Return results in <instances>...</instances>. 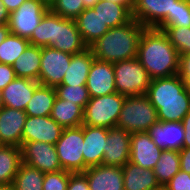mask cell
Wrapping results in <instances>:
<instances>
[{"label":"cell","mask_w":190,"mask_h":190,"mask_svg":"<svg viewBox=\"0 0 190 190\" xmlns=\"http://www.w3.org/2000/svg\"><path fill=\"white\" fill-rule=\"evenodd\" d=\"M22 163L44 173L63 170L54 144L45 142H25L21 146Z\"/></svg>","instance_id":"obj_10"},{"label":"cell","mask_w":190,"mask_h":190,"mask_svg":"<svg viewBox=\"0 0 190 190\" xmlns=\"http://www.w3.org/2000/svg\"><path fill=\"white\" fill-rule=\"evenodd\" d=\"M125 99V95L117 92L90 98L84 108L82 125L104 127L107 129L115 127Z\"/></svg>","instance_id":"obj_5"},{"label":"cell","mask_w":190,"mask_h":190,"mask_svg":"<svg viewBox=\"0 0 190 190\" xmlns=\"http://www.w3.org/2000/svg\"><path fill=\"white\" fill-rule=\"evenodd\" d=\"M93 9L110 29L122 26L133 19L132 9L129 6L116 4L112 1L99 0Z\"/></svg>","instance_id":"obj_26"},{"label":"cell","mask_w":190,"mask_h":190,"mask_svg":"<svg viewBox=\"0 0 190 190\" xmlns=\"http://www.w3.org/2000/svg\"><path fill=\"white\" fill-rule=\"evenodd\" d=\"M84 125L63 128L60 139L55 144L57 155L63 170L77 173L88 167L83 158Z\"/></svg>","instance_id":"obj_7"},{"label":"cell","mask_w":190,"mask_h":190,"mask_svg":"<svg viewBox=\"0 0 190 190\" xmlns=\"http://www.w3.org/2000/svg\"><path fill=\"white\" fill-rule=\"evenodd\" d=\"M53 49L80 53L88 48L84 43L74 19L63 18L54 13Z\"/></svg>","instance_id":"obj_11"},{"label":"cell","mask_w":190,"mask_h":190,"mask_svg":"<svg viewBox=\"0 0 190 190\" xmlns=\"http://www.w3.org/2000/svg\"><path fill=\"white\" fill-rule=\"evenodd\" d=\"M148 133L162 150L183 149L185 131L182 122L158 121L149 128Z\"/></svg>","instance_id":"obj_18"},{"label":"cell","mask_w":190,"mask_h":190,"mask_svg":"<svg viewBox=\"0 0 190 190\" xmlns=\"http://www.w3.org/2000/svg\"><path fill=\"white\" fill-rule=\"evenodd\" d=\"M44 172L22 163L13 180L14 190H43Z\"/></svg>","instance_id":"obj_31"},{"label":"cell","mask_w":190,"mask_h":190,"mask_svg":"<svg viewBox=\"0 0 190 190\" xmlns=\"http://www.w3.org/2000/svg\"><path fill=\"white\" fill-rule=\"evenodd\" d=\"M145 27L135 19L109 29L89 48L94 57L101 61L117 62L137 57L138 44Z\"/></svg>","instance_id":"obj_3"},{"label":"cell","mask_w":190,"mask_h":190,"mask_svg":"<svg viewBox=\"0 0 190 190\" xmlns=\"http://www.w3.org/2000/svg\"><path fill=\"white\" fill-rule=\"evenodd\" d=\"M26 119L25 111L3 106L0 109V145L21 147Z\"/></svg>","instance_id":"obj_17"},{"label":"cell","mask_w":190,"mask_h":190,"mask_svg":"<svg viewBox=\"0 0 190 190\" xmlns=\"http://www.w3.org/2000/svg\"><path fill=\"white\" fill-rule=\"evenodd\" d=\"M157 110L146 94L126 96L116 127L129 133L148 132L158 122Z\"/></svg>","instance_id":"obj_4"},{"label":"cell","mask_w":190,"mask_h":190,"mask_svg":"<svg viewBox=\"0 0 190 190\" xmlns=\"http://www.w3.org/2000/svg\"><path fill=\"white\" fill-rule=\"evenodd\" d=\"M90 190H124L123 172L120 166L97 165L84 172Z\"/></svg>","instance_id":"obj_19"},{"label":"cell","mask_w":190,"mask_h":190,"mask_svg":"<svg viewBox=\"0 0 190 190\" xmlns=\"http://www.w3.org/2000/svg\"><path fill=\"white\" fill-rule=\"evenodd\" d=\"M164 187L167 190H190V174L179 170Z\"/></svg>","instance_id":"obj_39"},{"label":"cell","mask_w":190,"mask_h":190,"mask_svg":"<svg viewBox=\"0 0 190 190\" xmlns=\"http://www.w3.org/2000/svg\"><path fill=\"white\" fill-rule=\"evenodd\" d=\"M50 10L63 18L75 19L85 8L83 0H57Z\"/></svg>","instance_id":"obj_37"},{"label":"cell","mask_w":190,"mask_h":190,"mask_svg":"<svg viewBox=\"0 0 190 190\" xmlns=\"http://www.w3.org/2000/svg\"><path fill=\"white\" fill-rule=\"evenodd\" d=\"M182 125L185 131L183 148H190V111L184 116Z\"/></svg>","instance_id":"obj_44"},{"label":"cell","mask_w":190,"mask_h":190,"mask_svg":"<svg viewBox=\"0 0 190 190\" xmlns=\"http://www.w3.org/2000/svg\"><path fill=\"white\" fill-rule=\"evenodd\" d=\"M108 129L84 125L83 158L87 167L101 165L107 147Z\"/></svg>","instance_id":"obj_20"},{"label":"cell","mask_w":190,"mask_h":190,"mask_svg":"<svg viewBox=\"0 0 190 190\" xmlns=\"http://www.w3.org/2000/svg\"><path fill=\"white\" fill-rule=\"evenodd\" d=\"M153 170L160 186H165L180 170L179 151L163 150Z\"/></svg>","instance_id":"obj_30"},{"label":"cell","mask_w":190,"mask_h":190,"mask_svg":"<svg viewBox=\"0 0 190 190\" xmlns=\"http://www.w3.org/2000/svg\"><path fill=\"white\" fill-rule=\"evenodd\" d=\"M124 190H156L158 183L154 170L142 168L130 161L122 166Z\"/></svg>","instance_id":"obj_22"},{"label":"cell","mask_w":190,"mask_h":190,"mask_svg":"<svg viewBox=\"0 0 190 190\" xmlns=\"http://www.w3.org/2000/svg\"><path fill=\"white\" fill-rule=\"evenodd\" d=\"M67 190H90L86 175L83 172L71 173Z\"/></svg>","instance_id":"obj_40"},{"label":"cell","mask_w":190,"mask_h":190,"mask_svg":"<svg viewBox=\"0 0 190 190\" xmlns=\"http://www.w3.org/2000/svg\"><path fill=\"white\" fill-rule=\"evenodd\" d=\"M94 58L89 47L80 53L73 54L61 85H86L89 69Z\"/></svg>","instance_id":"obj_24"},{"label":"cell","mask_w":190,"mask_h":190,"mask_svg":"<svg viewBox=\"0 0 190 190\" xmlns=\"http://www.w3.org/2000/svg\"><path fill=\"white\" fill-rule=\"evenodd\" d=\"M168 36L179 55L190 54V27L159 26Z\"/></svg>","instance_id":"obj_34"},{"label":"cell","mask_w":190,"mask_h":190,"mask_svg":"<svg viewBox=\"0 0 190 190\" xmlns=\"http://www.w3.org/2000/svg\"><path fill=\"white\" fill-rule=\"evenodd\" d=\"M21 164V147L0 145V185L12 184Z\"/></svg>","instance_id":"obj_28"},{"label":"cell","mask_w":190,"mask_h":190,"mask_svg":"<svg viewBox=\"0 0 190 190\" xmlns=\"http://www.w3.org/2000/svg\"><path fill=\"white\" fill-rule=\"evenodd\" d=\"M146 95L157 110L159 121L182 122L190 111V89L178 74L151 79Z\"/></svg>","instance_id":"obj_2"},{"label":"cell","mask_w":190,"mask_h":190,"mask_svg":"<svg viewBox=\"0 0 190 190\" xmlns=\"http://www.w3.org/2000/svg\"><path fill=\"white\" fill-rule=\"evenodd\" d=\"M180 170L190 174V148H183L179 151Z\"/></svg>","instance_id":"obj_43"},{"label":"cell","mask_w":190,"mask_h":190,"mask_svg":"<svg viewBox=\"0 0 190 190\" xmlns=\"http://www.w3.org/2000/svg\"><path fill=\"white\" fill-rule=\"evenodd\" d=\"M41 61V47L29 45L26 50L19 55L12 65L16 77L29 78L35 81L39 79Z\"/></svg>","instance_id":"obj_27"},{"label":"cell","mask_w":190,"mask_h":190,"mask_svg":"<svg viewBox=\"0 0 190 190\" xmlns=\"http://www.w3.org/2000/svg\"><path fill=\"white\" fill-rule=\"evenodd\" d=\"M50 117L62 128L79 127L83 123L84 108L56 96Z\"/></svg>","instance_id":"obj_25"},{"label":"cell","mask_w":190,"mask_h":190,"mask_svg":"<svg viewBox=\"0 0 190 190\" xmlns=\"http://www.w3.org/2000/svg\"><path fill=\"white\" fill-rule=\"evenodd\" d=\"M86 87L91 98L117 92L113 63L94 58L89 69Z\"/></svg>","instance_id":"obj_14"},{"label":"cell","mask_w":190,"mask_h":190,"mask_svg":"<svg viewBox=\"0 0 190 190\" xmlns=\"http://www.w3.org/2000/svg\"><path fill=\"white\" fill-rule=\"evenodd\" d=\"M39 2H42L46 7L49 9L52 7V5L57 1V0H38Z\"/></svg>","instance_id":"obj_50"},{"label":"cell","mask_w":190,"mask_h":190,"mask_svg":"<svg viewBox=\"0 0 190 190\" xmlns=\"http://www.w3.org/2000/svg\"><path fill=\"white\" fill-rule=\"evenodd\" d=\"M9 33L10 29L8 24L0 25V44L6 39Z\"/></svg>","instance_id":"obj_47"},{"label":"cell","mask_w":190,"mask_h":190,"mask_svg":"<svg viewBox=\"0 0 190 190\" xmlns=\"http://www.w3.org/2000/svg\"><path fill=\"white\" fill-rule=\"evenodd\" d=\"M0 190H14V187L12 184L9 185H0Z\"/></svg>","instance_id":"obj_51"},{"label":"cell","mask_w":190,"mask_h":190,"mask_svg":"<svg viewBox=\"0 0 190 190\" xmlns=\"http://www.w3.org/2000/svg\"><path fill=\"white\" fill-rule=\"evenodd\" d=\"M63 128L50 116H27L22 131V145L25 142L56 144Z\"/></svg>","instance_id":"obj_13"},{"label":"cell","mask_w":190,"mask_h":190,"mask_svg":"<svg viewBox=\"0 0 190 190\" xmlns=\"http://www.w3.org/2000/svg\"><path fill=\"white\" fill-rule=\"evenodd\" d=\"M137 58L151 79L171 77L179 72L180 55L166 33L158 28L144 29Z\"/></svg>","instance_id":"obj_1"},{"label":"cell","mask_w":190,"mask_h":190,"mask_svg":"<svg viewBox=\"0 0 190 190\" xmlns=\"http://www.w3.org/2000/svg\"><path fill=\"white\" fill-rule=\"evenodd\" d=\"M4 106L3 98H2V91L0 90V109Z\"/></svg>","instance_id":"obj_52"},{"label":"cell","mask_w":190,"mask_h":190,"mask_svg":"<svg viewBox=\"0 0 190 190\" xmlns=\"http://www.w3.org/2000/svg\"><path fill=\"white\" fill-rule=\"evenodd\" d=\"M39 85L38 81L16 77L1 90L4 107L25 111L28 102Z\"/></svg>","instance_id":"obj_21"},{"label":"cell","mask_w":190,"mask_h":190,"mask_svg":"<svg viewBox=\"0 0 190 190\" xmlns=\"http://www.w3.org/2000/svg\"><path fill=\"white\" fill-rule=\"evenodd\" d=\"M56 98L54 87L39 85L27 104V116H50Z\"/></svg>","instance_id":"obj_29"},{"label":"cell","mask_w":190,"mask_h":190,"mask_svg":"<svg viewBox=\"0 0 190 190\" xmlns=\"http://www.w3.org/2000/svg\"><path fill=\"white\" fill-rule=\"evenodd\" d=\"M130 162L145 168L153 170L162 153L148 132L131 133L130 140Z\"/></svg>","instance_id":"obj_15"},{"label":"cell","mask_w":190,"mask_h":190,"mask_svg":"<svg viewBox=\"0 0 190 190\" xmlns=\"http://www.w3.org/2000/svg\"><path fill=\"white\" fill-rule=\"evenodd\" d=\"M56 96L85 108L90 100L89 91L86 85H58L55 87Z\"/></svg>","instance_id":"obj_35"},{"label":"cell","mask_w":190,"mask_h":190,"mask_svg":"<svg viewBox=\"0 0 190 190\" xmlns=\"http://www.w3.org/2000/svg\"><path fill=\"white\" fill-rule=\"evenodd\" d=\"M74 20L84 43L88 47L110 29L93 8L85 9Z\"/></svg>","instance_id":"obj_23"},{"label":"cell","mask_w":190,"mask_h":190,"mask_svg":"<svg viewBox=\"0 0 190 190\" xmlns=\"http://www.w3.org/2000/svg\"><path fill=\"white\" fill-rule=\"evenodd\" d=\"M54 13L49 9L28 39L37 47H53Z\"/></svg>","instance_id":"obj_33"},{"label":"cell","mask_w":190,"mask_h":190,"mask_svg":"<svg viewBox=\"0 0 190 190\" xmlns=\"http://www.w3.org/2000/svg\"><path fill=\"white\" fill-rule=\"evenodd\" d=\"M15 78L13 66L0 63V90H3Z\"/></svg>","instance_id":"obj_42"},{"label":"cell","mask_w":190,"mask_h":190,"mask_svg":"<svg viewBox=\"0 0 190 190\" xmlns=\"http://www.w3.org/2000/svg\"><path fill=\"white\" fill-rule=\"evenodd\" d=\"M178 75L190 89V54L180 55Z\"/></svg>","instance_id":"obj_41"},{"label":"cell","mask_w":190,"mask_h":190,"mask_svg":"<svg viewBox=\"0 0 190 190\" xmlns=\"http://www.w3.org/2000/svg\"><path fill=\"white\" fill-rule=\"evenodd\" d=\"M10 13L4 6L2 0H0V25H5L9 23Z\"/></svg>","instance_id":"obj_46"},{"label":"cell","mask_w":190,"mask_h":190,"mask_svg":"<svg viewBox=\"0 0 190 190\" xmlns=\"http://www.w3.org/2000/svg\"><path fill=\"white\" fill-rule=\"evenodd\" d=\"M156 190H167L164 186H161L159 189Z\"/></svg>","instance_id":"obj_53"},{"label":"cell","mask_w":190,"mask_h":190,"mask_svg":"<svg viewBox=\"0 0 190 190\" xmlns=\"http://www.w3.org/2000/svg\"><path fill=\"white\" fill-rule=\"evenodd\" d=\"M98 1L99 0H83L84 8H93Z\"/></svg>","instance_id":"obj_49"},{"label":"cell","mask_w":190,"mask_h":190,"mask_svg":"<svg viewBox=\"0 0 190 190\" xmlns=\"http://www.w3.org/2000/svg\"><path fill=\"white\" fill-rule=\"evenodd\" d=\"M117 93L125 96L146 94L151 82L138 58L113 63Z\"/></svg>","instance_id":"obj_6"},{"label":"cell","mask_w":190,"mask_h":190,"mask_svg":"<svg viewBox=\"0 0 190 190\" xmlns=\"http://www.w3.org/2000/svg\"><path fill=\"white\" fill-rule=\"evenodd\" d=\"M26 0H2L9 13L16 11Z\"/></svg>","instance_id":"obj_45"},{"label":"cell","mask_w":190,"mask_h":190,"mask_svg":"<svg viewBox=\"0 0 190 190\" xmlns=\"http://www.w3.org/2000/svg\"><path fill=\"white\" fill-rule=\"evenodd\" d=\"M160 26H178L190 27V2L189 0L175 1V7L172 13Z\"/></svg>","instance_id":"obj_36"},{"label":"cell","mask_w":190,"mask_h":190,"mask_svg":"<svg viewBox=\"0 0 190 190\" xmlns=\"http://www.w3.org/2000/svg\"><path fill=\"white\" fill-rule=\"evenodd\" d=\"M48 10L38 0H26L16 11L10 13V33L29 39Z\"/></svg>","instance_id":"obj_9"},{"label":"cell","mask_w":190,"mask_h":190,"mask_svg":"<svg viewBox=\"0 0 190 190\" xmlns=\"http://www.w3.org/2000/svg\"><path fill=\"white\" fill-rule=\"evenodd\" d=\"M72 55L52 47H41L38 82L40 85L56 87L62 83Z\"/></svg>","instance_id":"obj_8"},{"label":"cell","mask_w":190,"mask_h":190,"mask_svg":"<svg viewBox=\"0 0 190 190\" xmlns=\"http://www.w3.org/2000/svg\"><path fill=\"white\" fill-rule=\"evenodd\" d=\"M177 0H133L132 17L145 28H158L173 12Z\"/></svg>","instance_id":"obj_12"},{"label":"cell","mask_w":190,"mask_h":190,"mask_svg":"<svg viewBox=\"0 0 190 190\" xmlns=\"http://www.w3.org/2000/svg\"><path fill=\"white\" fill-rule=\"evenodd\" d=\"M130 140L131 133L124 129L116 126L108 129L102 164L124 166L130 160Z\"/></svg>","instance_id":"obj_16"},{"label":"cell","mask_w":190,"mask_h":190,"mask_svg":"<svg viewBox=\"0 0 190 190\" xmlns=\"http://www.w3.org/2000/svg\"><path fill=\"white\" fill-rule=\"evenodd\" d=\"M112 1L116 4H123L124 6H129L131 9L133 8V0H108Z\"/></svg>","instance_id":"obj_48"},{"label":"cell","mask_w":190,"mask_h":190,"mask_svg":"<svg viewBox=\"0 0 190 190\" xmlns=\"http://www.w3.org/2000/svg\"><path fill=\"white\" fill-rule=\"evenodd\" d=\"M30 45L27 38L9 33L0 44V63L13 65L16 59Z\"/></svg>","instance_id":"obj_32"},{"label":"cell","mask_w":190,"mask_h":190,"mask_svg":"<svg viewBox=\"0 0 190 190\" xmlns=\"http://www.w3.org/2000/svg\"><path fill=\"white\" fill-rule=\"evenodd\" d=\"M71 173L66 170L44 173L43 190H67Z\"/></svg>","instance_id":"obj_38"}]
</instances>
